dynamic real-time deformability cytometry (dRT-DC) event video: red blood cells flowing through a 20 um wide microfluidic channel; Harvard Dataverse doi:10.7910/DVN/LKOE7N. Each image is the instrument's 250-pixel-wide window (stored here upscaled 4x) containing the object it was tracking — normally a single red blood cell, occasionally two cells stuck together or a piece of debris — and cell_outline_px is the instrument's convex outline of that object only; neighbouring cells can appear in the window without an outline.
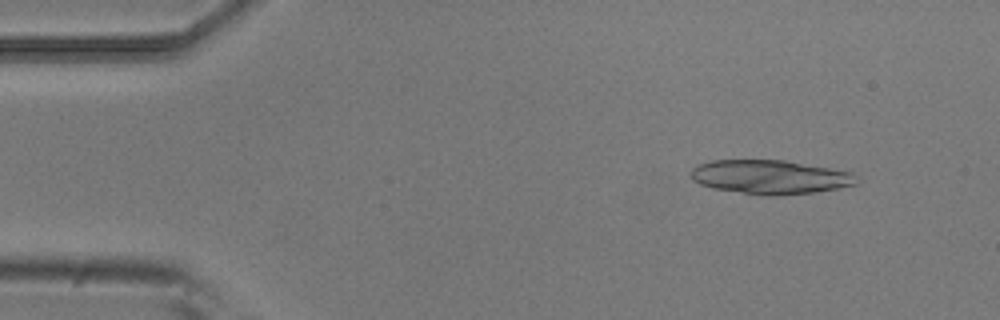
{"species": "common noctule bat (a hibernating species)", "species_latin": "Nyctalus noctula", "temperature_condition": "room temperature", "stored_images_in_passage": 4, "camera_frame_rate_fps": 3000, "um_per_image_px": 0.085, "animal": {"sex": "male", "body_mass_g": 20.5, "forearm_length_mm": 52.5}, "frame": {"image": 1, "passage_image": 1, "time_ms": 0.0, "image_size_px": [1000, 320], "cell_outline_px": [[860, 180], [856, 184], [816, 192], [780, 196], [768, 196], [712, 188], [700, 184], [692, 180], [688, 172], [692, 168], [700, 164], [712, 160], [784, 160], [852, 172]], "centroid_in_image_um": [65.44, 15.05], "position_along_channel_um": 19.6, "area_um2": 32.95}}